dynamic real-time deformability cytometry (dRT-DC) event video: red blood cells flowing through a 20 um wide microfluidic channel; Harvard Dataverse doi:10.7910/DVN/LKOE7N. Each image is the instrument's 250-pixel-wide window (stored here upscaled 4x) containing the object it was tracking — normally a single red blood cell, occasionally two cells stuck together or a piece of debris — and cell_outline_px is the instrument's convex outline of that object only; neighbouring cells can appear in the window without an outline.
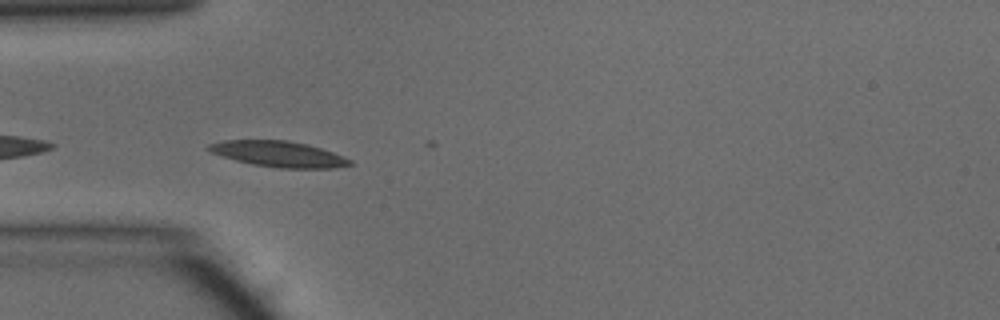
{"species": "common noctule bat (a hibernating species)", "species_latin": "Nyctalus noctula", "temperature_condition": "warm", "stored_images_in_passage": 7, "camera_frame_rate_fps": 3000, "um_per_image_px": 0.085, "animal": {"sex": "male", "body_mass_g": 15.6}, "frame": {"image": 1, "passage_image": 3, "time_ms": 0.667, "image_size_px": [1000, 320], "cell_outline_px": [[352, 164], [332, 168], [280, 168], [252, 164], [236, 160], [212, 152], [204, 148], [208, 144], [224, 140], [288, 140], [308, 144], [344, 156], [352, 160]], "centroid_in_image_um": [23.68, 13.08], "position_along_channel_um": 61.3, "area_um2": 21.1}}